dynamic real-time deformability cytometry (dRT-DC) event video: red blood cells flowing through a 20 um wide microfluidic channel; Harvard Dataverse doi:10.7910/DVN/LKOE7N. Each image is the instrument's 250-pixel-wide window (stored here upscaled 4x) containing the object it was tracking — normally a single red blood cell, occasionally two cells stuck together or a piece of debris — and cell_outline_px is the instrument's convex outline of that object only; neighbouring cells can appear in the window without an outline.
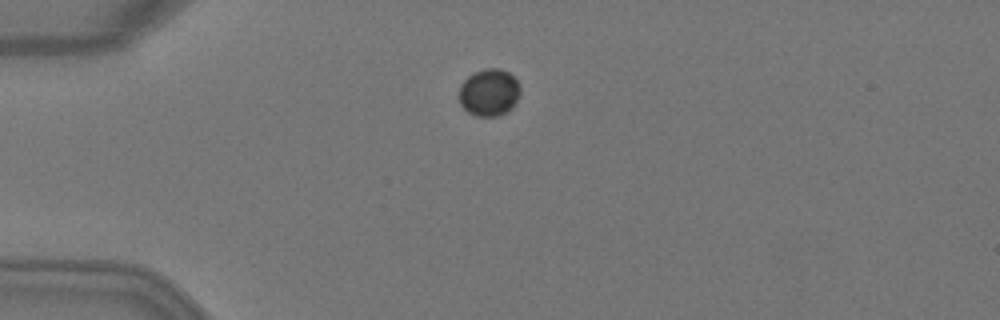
{"species": "Egyptian fruit bat (a non-hibernating species)", "species_latin": "Rousettus aegyptiacus", "temperature_condition": "warm", "stored_images_in_passage": 6, "camera_frame_rate_fps": 3000, "um_per_image_px": 0.085, "animal": {"sex": "female"}, "frame": {"image": 1, "passage_image": 3, "time_ms": 0.667, "image_size_px": [1000, 320], "cell_outline_px": [[520, 92], [516, 104], [512, 108], [496, 116], [476, 116], [468, 112], [460, 104], [460, 84], [468, 76], [484, 68], [500, 68], [508, 72], [520, 84]], "centroid_in_image_um": [41.59, 7.85], "position_along_channel_um": 43.4, "area_um2": 16.82}}